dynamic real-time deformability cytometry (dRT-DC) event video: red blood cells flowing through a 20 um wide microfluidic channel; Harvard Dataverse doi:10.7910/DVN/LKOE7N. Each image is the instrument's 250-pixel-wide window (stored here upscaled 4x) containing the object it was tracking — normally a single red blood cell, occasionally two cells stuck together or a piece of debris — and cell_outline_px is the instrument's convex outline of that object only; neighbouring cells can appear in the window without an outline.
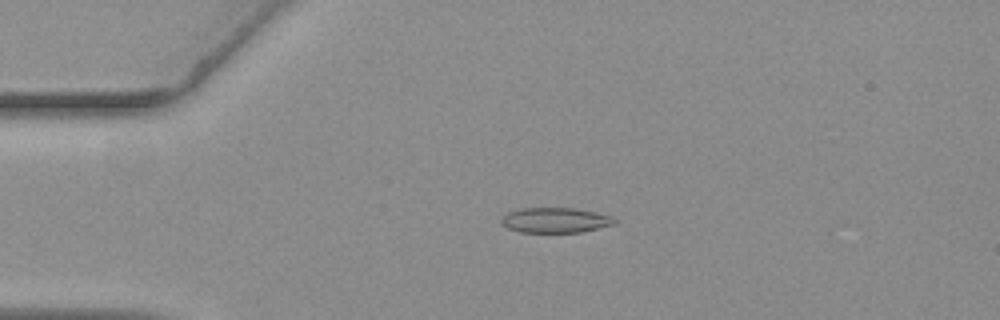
{"species": "common noctule bat (a hibernating species)", "species_latin": "Nyctalus noctula", "temperature_condition": "warm", "stored_images_in_passage": 57, "camera_frame_rate_fps": 3000, "um_per_image_px": 0.085, "animal": {"sex": "female", "body_mass_g": 19.3, "forearm_length_mm": 54.1}, "frame": {"image": 1, "passage_image": 13, "time_ms": 4.0, "image_size_px": [1000, 320], "cell_outline_px": [[616, 224], [580, 232], [520, 232], [508, 228], [500, 224], [500, 220], [508, 212], [520, 208], [572, 208], [596, 212], [612, 216], [616, 220]], "centroid_in_image_um": [47.19, 18.71], "position_along_channel_um": 37.8, "area_um2": 16.59}}
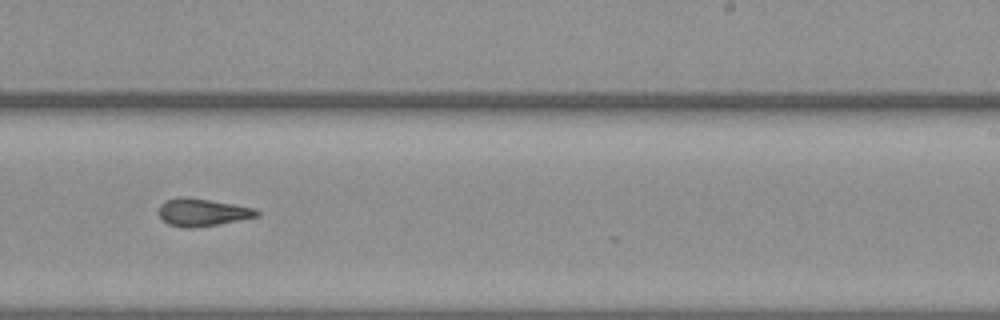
{"frame": {"image": 2, "passage_image": 35, "time_ms": 11.333, "image_size_px": [1000, 320], "cell_outline_px": [[260, 216], [240, 220], [196, 228], [184, 228], [168, 224], [160, 216], [160, 204], [164, 200], [180, 196], [208, 200], [256, 208], [260, 212]], "centroid_in_image_um": [17.22, 18.05], "position_along_channel_um": 271.8, "area_um2": 15.72}}
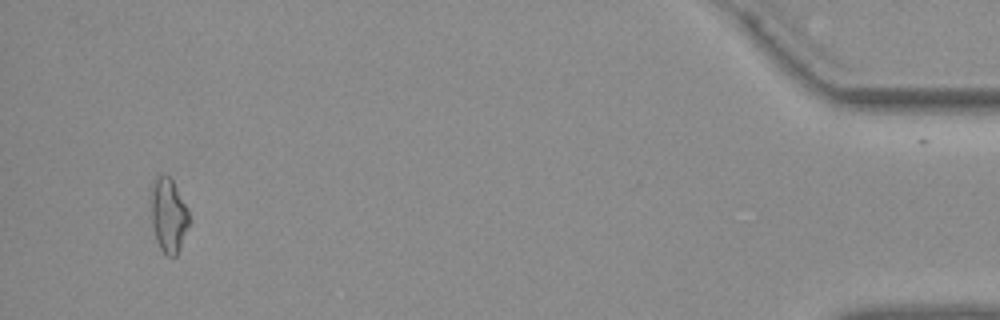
{"frame": {"image": 3, "passage_image": 54, "time_ms": 17.667, "image_size_px": [1000, 320], "cell_outline_px": [[188, 224], [180, 248], [176, 256], [168, 256], [160, 248], [156, 240], [152, 224], [152, 184], [156, 176], [168, 176], [172, 180], [188, 208]], "centroid_in_image_um": [14.32, 18.31], "position_along_channel_um": 420.9, "area_um2": 16.01}, "authors_computed_cell_mechanics": {"area_um2": 16.0106, "velocity_mm_per_s": 3.643, "shape_relaxation_time_tau1_ms": 10.2096, "shape_relaxation_time_tau2_ms": 4.3285, "deformation_change_tau1": 0.2146, "deformation_change_tau2": 0.1344}}